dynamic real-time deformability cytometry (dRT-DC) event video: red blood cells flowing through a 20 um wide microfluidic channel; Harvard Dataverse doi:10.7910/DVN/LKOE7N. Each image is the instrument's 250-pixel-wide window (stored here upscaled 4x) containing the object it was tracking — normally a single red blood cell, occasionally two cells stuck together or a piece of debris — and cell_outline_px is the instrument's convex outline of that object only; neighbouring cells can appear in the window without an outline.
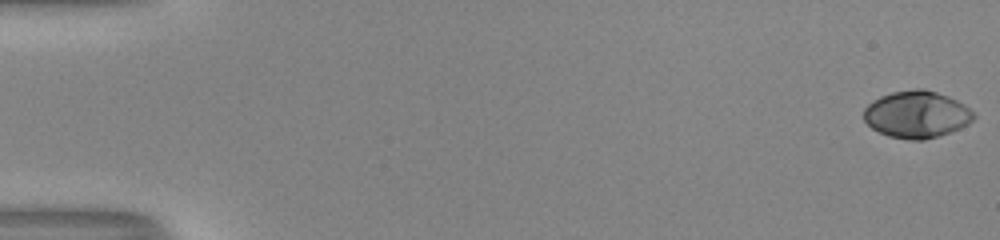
{"species": "human", "species_latin": "Homo sapiens", "temperature_condition": "room temperature", "stored_images_in_passage": 55, "camera_frame_rate_fps": 3000, "um_per_image_px": 0.085, "donor": {"sex": "male"}, "frame": {"image": 1, "passage_image": 1, "time_ms": 0.0, "image_size_px": [1000, 240], "cell_outline_px": [[976, 116], [968, 124], [960, 128], [940, 136], [924, 140], [908, 140], [888, 136], [872, 128], [864, 120], [864, 108], [872, 100], [880, 96], [892, 92], [912, 88], [924, 88], [948, 96], [964, 104]], "centroid_in_image_um": [77.9, 9.72], "position_along_channel_um": 7.1, "area_um2": 30.29}}
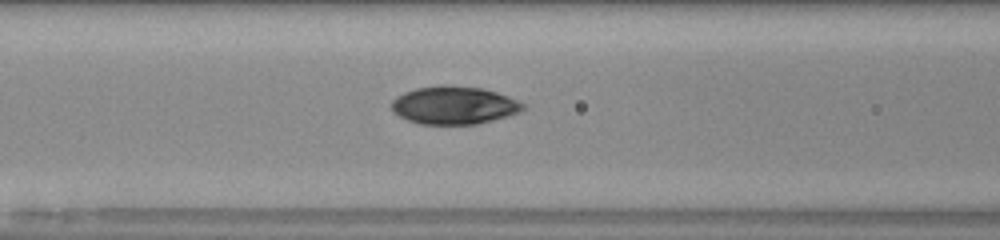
{"frame": {"image": 2, "passage_image": 24, "time_ms": 7.667, "image_size_px": [1000, 240], "cell_outline_px": [[524, 108], [520, 112], [508, 116], [476, 124], [420, 124], [408, 120], [392, 112], [392, 100], [396, 96], [404, 92], [416, 88], [440, 84], [448, 84], [484, 88], [508, 96], [524, 104]], "centroid_in_image_um": [38.57, 8.93], "position_along_channel_um": 128.0, "area_um2": 29.25}}
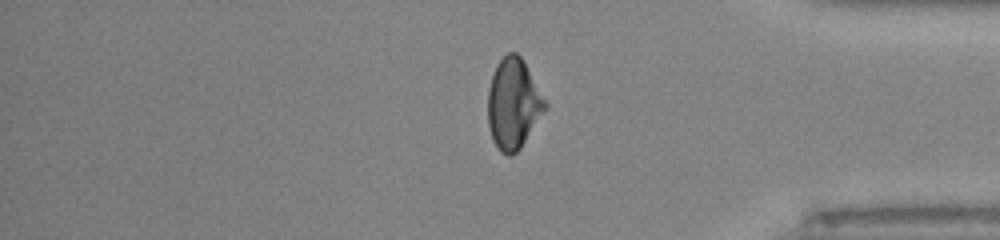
{"frame": {"image": 3, "passage_image": 45, "time_ms": 14.667, "image_size_px": [1000, 240], "cell_outline_px": [[548, 104], [520, 148], [512, 156], [508, 156], [500, 152], [492, 140], [488, 124], [488, 88], [496, 64], [508, 52], [516, 52], [520, 56]], "centroid_in_image_um": [43.6, 8.83], "position_along_channel_um": 391.6, "area_um2": 29.77}}